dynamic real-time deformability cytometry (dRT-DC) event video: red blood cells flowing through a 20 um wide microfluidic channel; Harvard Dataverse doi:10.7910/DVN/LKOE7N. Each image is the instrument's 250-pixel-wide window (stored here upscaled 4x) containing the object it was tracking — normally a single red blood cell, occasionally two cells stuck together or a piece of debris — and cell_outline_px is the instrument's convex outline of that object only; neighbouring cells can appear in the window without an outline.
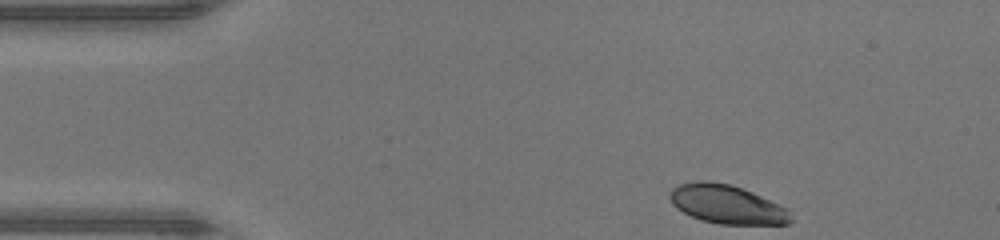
{"species": "human", "species_latin": "Homo sapiens", "temperature_condition": "warm", "stored_images_in_passage": 36, "camera_frame_rate_fps": 3000, "um_per_image_px": 0.085, "donor": {"sex": "male"}, "frame": {"image": 1, "passage_image": 1, "time_ms": 0.0, "image_size_px": [1000, 240], "cell_outline_px": [[792, 220], [788, 224], [720, 224], [700, 220], [676, 208], [672, 204], [668, 196], [668, 192], [672, 188], [680, 184], [696, 180], [708, 180], [732, 184], [752, 192], [788, 208], [792, 216]], "centroid_in_image_um": [61.77, 17.35], "position_along_channel_um": 23.2, "area_um2": 27.63}}
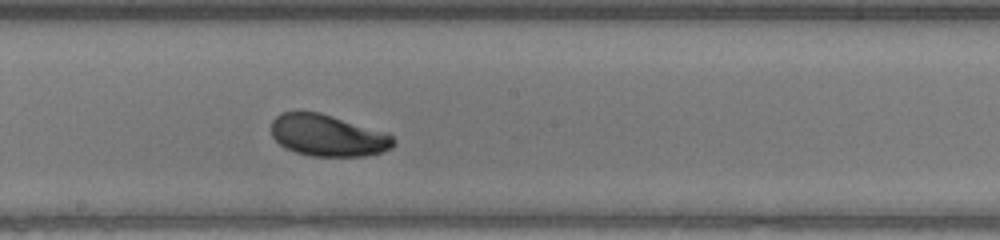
{"frame": {"image": 2, "passage_image": 20, "time_ms": 6.333, "image_size_px": [1000, 240], "cell_outline_px": [[396, 144], [392, 148], [380, 152], [364, 156], [308, 156], [284, 148], [272, 136], [272, 120], [280, 112], [320, 112], [388, 132], [396, 140]], "centroid_in_image_um": [27.89, 11.51], "position_along_channel_um": 220.3, "area_um2": 29.94}}
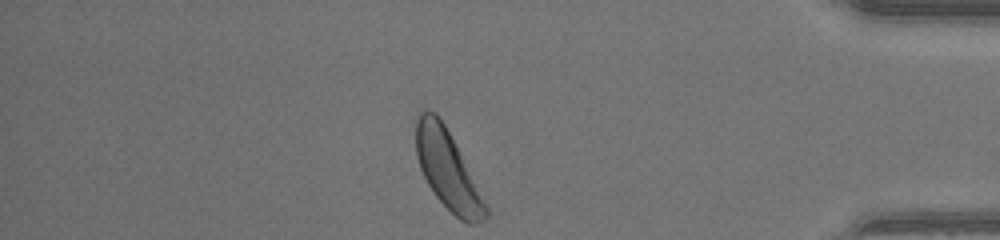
{"frame": {"image": 3, "passage_image": 35, "time_ms": 11.333, "image_size_px": [1000, 240], "cell_outline_px": [[488, 216], [484, 220], [476, 224], [468, 224], [460, 220], [436, 196], [428, 184], [420, 168], [416, 156], [416, 120], [420, 112], [436, 112], [444, 124], [488, 208]], "centroid_in_image_um": [38.03, 14.47], "position_along_channel_um": 397.2, "area_um2": 30.92}, "authors_computed_cell_mechanics": {"area_um2": 30.1716, "velocity_mm_per_s": 4.3265, "shape_relaxation_time_tau1_ms": 1.4494, "shape_relaxation_time_tau2_ms": null, "deformation_change_tau1": 0.1165, "deformation_change_tau2": null}}